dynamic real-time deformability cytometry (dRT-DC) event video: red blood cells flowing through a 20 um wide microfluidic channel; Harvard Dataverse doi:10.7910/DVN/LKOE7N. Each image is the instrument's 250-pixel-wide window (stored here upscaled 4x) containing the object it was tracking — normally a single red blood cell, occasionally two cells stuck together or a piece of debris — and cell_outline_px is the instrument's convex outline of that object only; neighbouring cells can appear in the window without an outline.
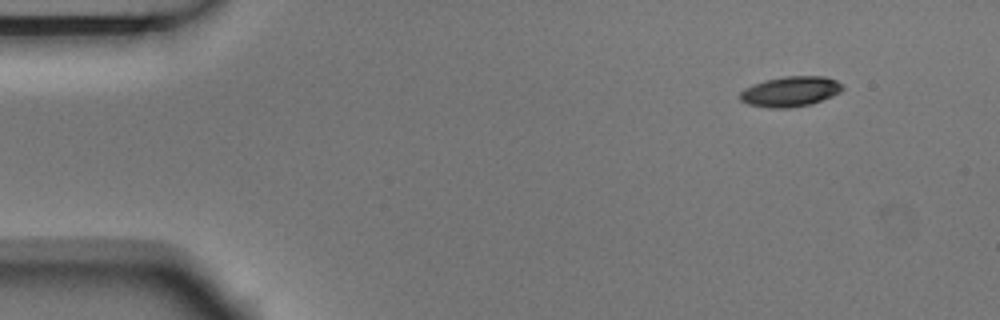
{"species": "Egyptian fruit bat (a non-hibernating species)", "species_latin": "Rousettus aegyptiacus", "temperature_condition": "room temperature", "stored_images_in_passage": 5, "camera_frame_rate_fps": 3000, "um_per_image_px": 0.085, "animal": {"sex": "male"}, "frame": {"image": 1, "passage_image": 1, "time_ms": 0.0, "image_size_px": [1000, 320], "cell_outline_px": [[844, 88], [840, 92], [832, 96], [808, 104], [788, 108], [768, 108], [748, 104], [740, 100], [740, 92], [744, 88], [752, 84], [764, 80], [784, 76], [824, 76], [836, 80], [844, 84]], "centroid_in_image_um": [67.17, 7.76], "position_along_channel_um": 17.8, "area_um2": 18.09}}
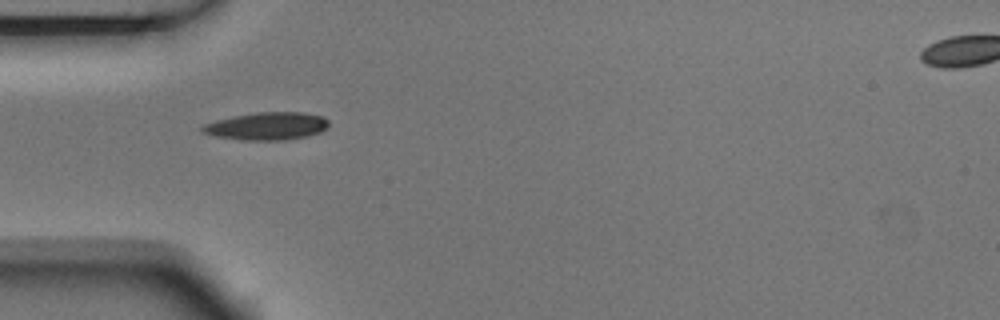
{"frame": {"image": 2, "passage_image": 4, "time_ms": 1.0, "image_size_px": [1000, 320], "cell_outline_px": [[328, 128], [320, 132], [308, 136], [284, 140], [244, 140], [212, 136], [200, 132], [200, 128], [204, 124], [216, 120], [232, 116], [256, 112], [304, 112], [320, 116], [328, 120]], "centroid_in_image_um": [22.66, 10.72], "position_along_channel_um": 62.3, "area_um2": 20.58}}
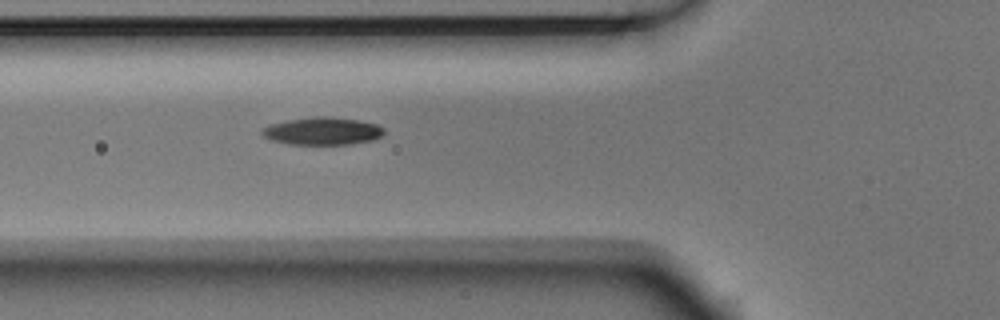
{"frame": {"image": 3, "passage_image": 5, "time_ms": 1.333, "image_size_px": [1000, 320], "cell_outline_px": [[384, 132], [380, 136], [372, 140], [352, 144], [288, 144], [272, 140], [264, 136], [260, 132], [260, 128], [268, 124], [288, 120], [312, 116], [332, 116], [360, 120], [376, 124], [384, 128]], "centroid_in_image_um": [27.38, 11.13], "position_along_channel_um": 98.4, "area_um2": 19.83}}